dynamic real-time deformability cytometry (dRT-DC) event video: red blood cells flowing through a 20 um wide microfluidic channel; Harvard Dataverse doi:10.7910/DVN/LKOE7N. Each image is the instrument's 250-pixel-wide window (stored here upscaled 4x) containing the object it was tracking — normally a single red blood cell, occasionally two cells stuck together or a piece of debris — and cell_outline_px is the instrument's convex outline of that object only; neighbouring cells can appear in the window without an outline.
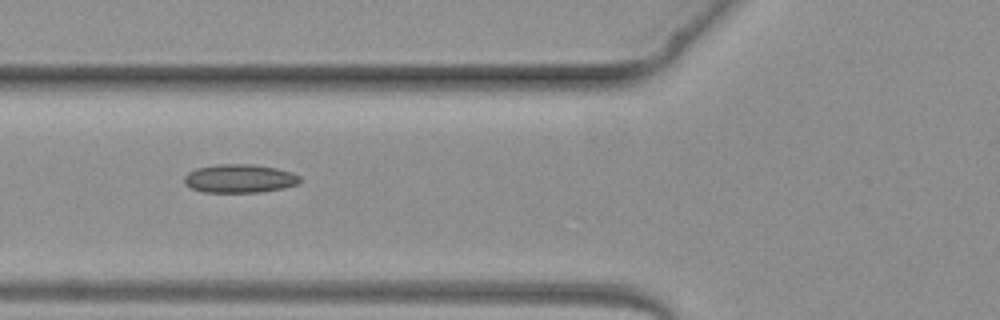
{"species": "common noctule bat (a hibernating species)", "species_latin": "Nyctalus noctula", "temperature_condition": "warm", "stored_images_in_passage": 3, "camera_frame_rate_fps": 3000, "um_per_image_px": 0.085, "animal": {"sex": "female", "body_mass_g": 19.3, "forearm_length_mm": 54.1}, "frame": {"image": 1, "passage_image": 3, "time_ms": 2.333, "image_size_px": [1000, 320], "cell_outline_px": [[300, 180], [296, 184], [284, 188], [260, 192], [204, 192], [192, 188], [184, 184], [184, 176], [188, 172], [196, 168], [216, 164], [252, 164], [276, 168], [292, 172], [300, 176]], "centroid_in_image_um": [20.34, 15.17], "position_along_channel_um": 105.5, "area_um2": 19.25}}